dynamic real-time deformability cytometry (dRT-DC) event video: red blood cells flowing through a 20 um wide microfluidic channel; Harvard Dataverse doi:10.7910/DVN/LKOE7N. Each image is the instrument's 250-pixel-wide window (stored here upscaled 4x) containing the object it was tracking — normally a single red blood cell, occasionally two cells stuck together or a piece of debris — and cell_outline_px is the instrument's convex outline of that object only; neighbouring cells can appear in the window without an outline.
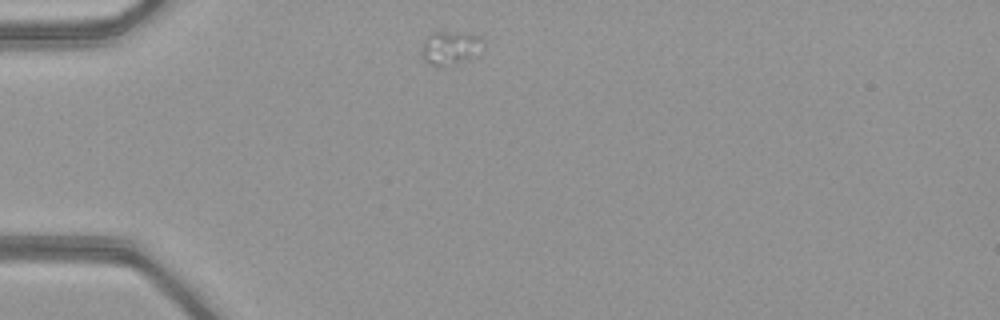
{"species": "common noctule bat (a hibernating species)", "species_latin": "Nyctalus noctula", "temperature_condition": "warm", "stored_images_in_passage": 39, "camera_frame_rate_fps": 3000, "um_per_image_px": 0.085, "animal": {"sex": "female", "body_mass_g": 21.9}, "frame": {"image": 1, "passage_image": 1, "time_ms": 0.0, "image_size_px": [1000, 320], "cell_outline_px": [[484, 48], [480, 56], [456, 64], [428, 64], [424, 60], [420, 52], [420, 48], [424, 40], [432, 32], [464, 32], [480, 36], [484, 40]], "centroid_in_image_um": [38.35, 4.05], "position_along_channel_um": 46.6, "area_um2": 12.48}}
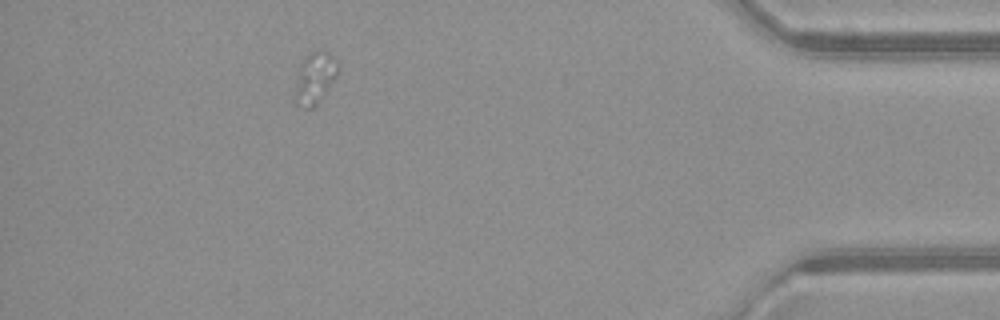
{"frame": {"image": 2, "passage_image": 34, "time_ms": 11.0, "image_size_px": [1000, 320], "cell_outline_px": [[340, 72], [316, 108], [304, 108], [296, 104], [292, 100], [292, 96], [300, 60], [308, 52], [316, 48], [328, 52], [332, 56]], "centroid_in_image_um": [26.71, 6.65], "position_along_channel_um": 408.5, "area_um2": 13.81}}